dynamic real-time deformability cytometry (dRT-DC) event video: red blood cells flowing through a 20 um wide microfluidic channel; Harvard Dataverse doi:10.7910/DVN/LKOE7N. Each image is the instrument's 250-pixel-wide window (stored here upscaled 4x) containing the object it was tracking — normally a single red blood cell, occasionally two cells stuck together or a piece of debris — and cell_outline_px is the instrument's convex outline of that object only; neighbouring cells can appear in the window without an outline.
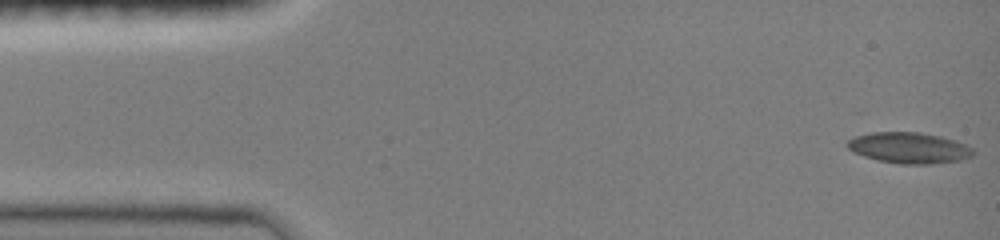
{"species": "common noctule bat (a hibernating species)", "species_latin": "Nyctalus noctula", "temperature_condition": "room temperature", "stored_images_in_passage": 19, "camera_frame_rate_fps": 3000, "um_per_image_px": 0.085, "animal": {"sex": "female", "body_mass_g": 19.0, "forearm_length_mm": 51.5}, "frame": {"image": 1, "passage_image": 1, "time_ms": 0.0, "image_size_px": [1000, 240], "cell_outline_px": [[976, 152], [972, 156], [960, 160], [932, 164], [900, 164], [876, 160], [852, 152], [844, 144], [848, 140], [856, 136], [872, 132], [920, 132], [940, 136], [956, 140], [972, 148]], "centroid_in_image_um": [77.26, 12.57], "position_along_channel_um": 7.7, "area_um2": 22.89}}
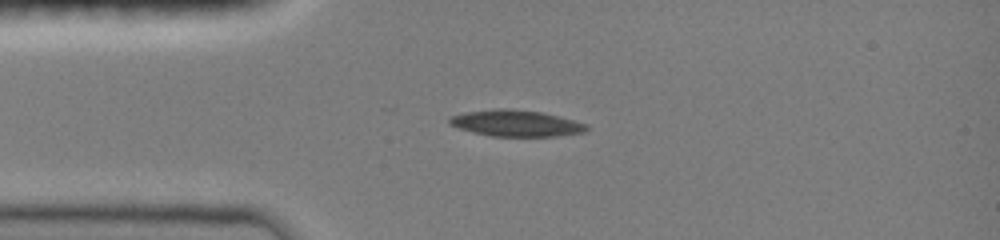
{"frame": {"image": 2, "passage_image": 11, "time_ms": 3.333, "image_size_px": [1000, 240], "cell_outline_px": [[588, 132], [560, 136], [492, 136], [472, 132], [448, 124], [448, 116], [464, 112], [496, 108], [512, 108], [540, 112], [588, 124]], "centroid_in_image_um": [43.84, 10.47], "position_along_channel_um": 41.2, "area_um2": 21.21}}
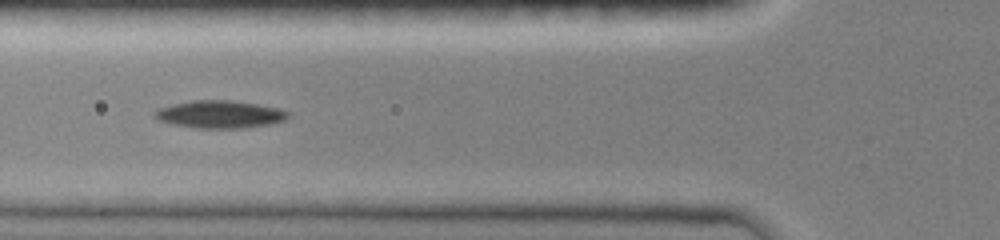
{"frame": {"image": 3, "passage_image": 16, "time_ms": 5.333, "image_size_px": [1000, 240], "cell_outline_px": [[292, 112], [284, 120], [272, 124], [244, 128], [196, 128], [176, 124], [160, 120], [152, 116], [152, 112], [160, 108], [172, 104], [192, 100], [232, 100], [280, 108]], "centroid_in_image_um": [18.72, 9.71], "position_along_channel_um": 107.1, "area_um2": 21.5}}